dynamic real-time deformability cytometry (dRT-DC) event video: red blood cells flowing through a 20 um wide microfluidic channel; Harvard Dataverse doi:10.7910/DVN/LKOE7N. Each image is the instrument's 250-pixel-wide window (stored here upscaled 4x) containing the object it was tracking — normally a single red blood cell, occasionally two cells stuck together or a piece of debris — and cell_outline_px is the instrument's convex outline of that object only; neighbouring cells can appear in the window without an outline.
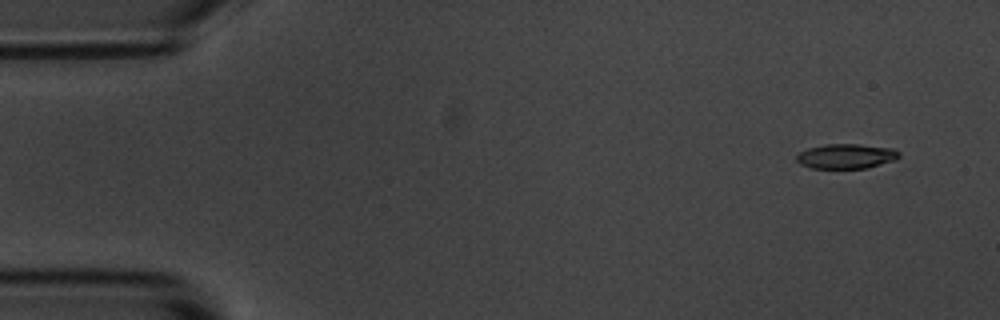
{"species": "common noctule bat (a hibernating species)", "species_latin": "Nyctalus noctula", "temperature_condition": "room temperature", "stored_images_in_passage": 4, "camera_frame_rate_fps": 3000, "um_per_image_px": 0.085, "animal": {"sex": "male", "body_mass_g": 20.1, "forearm_length_mm": 53.5}, "frame": {"image": 1, "passage_image": 1, "time_ms": 0.0, "image_size_px": [1000, 320], "cell_outline_px": [[900, 156], [892, 160], [868, 168], [812, 168], [800, 164], [796, 160], [796, 156], [800, 152], [808, 148], [824, 144], [860, 144], [892, 148], [900, 152]], "centroid_in_image_um": [71.9, 13.27], "position_along_channel_um": 13.1, "area_um2": 14.74}}
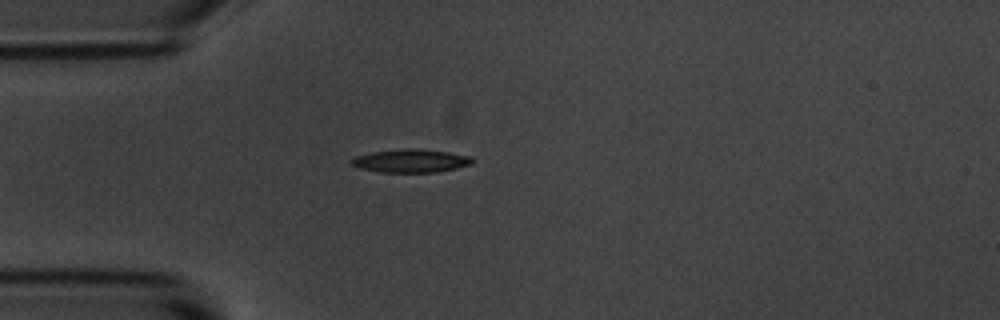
{"frame": {"image": 2, "passage_image": 4, "time_ms": 1.0, "image_size_px": [1000, 320], "cell_outline_px": [[476, 160], [472, 164], [456, 168], [436, 172], [380, 172], [360, 168], [352, 164], [348, 160], [356, 156], [372, 152], [404, 148], [416, 148], [448, 152], [472, 156]], "centroid_in_image_um": [34.95, 13.66], "position_along_channel_um": 50.0, "area_um2": 16.47}}